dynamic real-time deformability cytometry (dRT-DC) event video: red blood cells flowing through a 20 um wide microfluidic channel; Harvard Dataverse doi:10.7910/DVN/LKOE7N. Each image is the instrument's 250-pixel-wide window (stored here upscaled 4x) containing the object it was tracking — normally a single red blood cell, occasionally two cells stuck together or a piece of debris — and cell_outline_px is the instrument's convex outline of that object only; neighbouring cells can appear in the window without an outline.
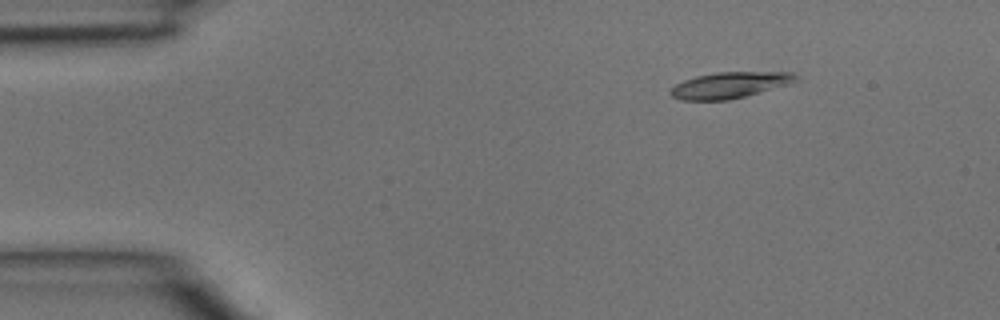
{"species": "common noctule bat (a hibernating species)", "species_latin": "Nyctalus noctula", "temperature_condition": "room temperature", "stored_images_in_passage": 5, "camera_frame_rate_fps": 3000, "um_per_image_px": 0.085, "animal": {"sex": "male", "body_mass_g": 15.6}, "frame": {"image": 1, "passage_image": 2, "time_ms": 0.333, "image_size_px": [1000, 320], "cell_outline_px": [[800, 80], [744, 96], [728, 100], [680, 100], [672, 96], [668, 92], [676, 84], [684, 80], [696, 76], [716, 72], [792, 72]], "centroid_in_image_um": [61.98, 7.23], "position_along_channel_um": 23.0, "area_um2": 18.79}}
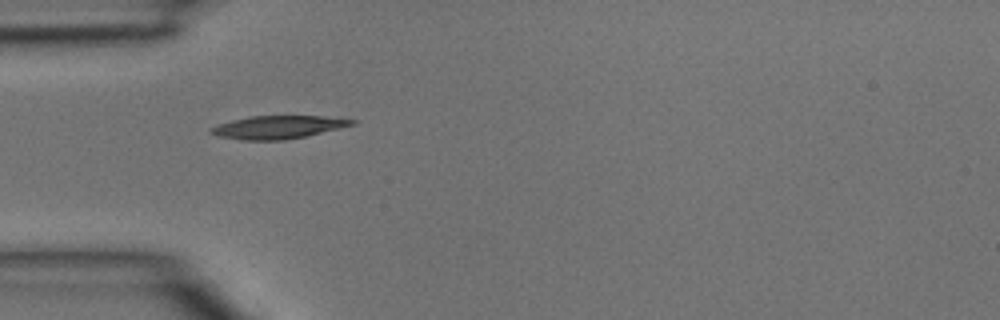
{"frame": {"image": 2, "passage_image": 4, "time_ms": 1.0, "image_size_px": [1000, 320], "cell_outline_px": [[356, 124], [340, 128], [304, 136], [284, 140], [240, 140], [220, 136], [208, 132], [208, 128], [232, 120], [248, 116], [320, 116], [356, 120]], "centroid_in_image_um": [23.59, 10.81], "position_along_channel_um": 61.4, "area_um2": 18.73}}